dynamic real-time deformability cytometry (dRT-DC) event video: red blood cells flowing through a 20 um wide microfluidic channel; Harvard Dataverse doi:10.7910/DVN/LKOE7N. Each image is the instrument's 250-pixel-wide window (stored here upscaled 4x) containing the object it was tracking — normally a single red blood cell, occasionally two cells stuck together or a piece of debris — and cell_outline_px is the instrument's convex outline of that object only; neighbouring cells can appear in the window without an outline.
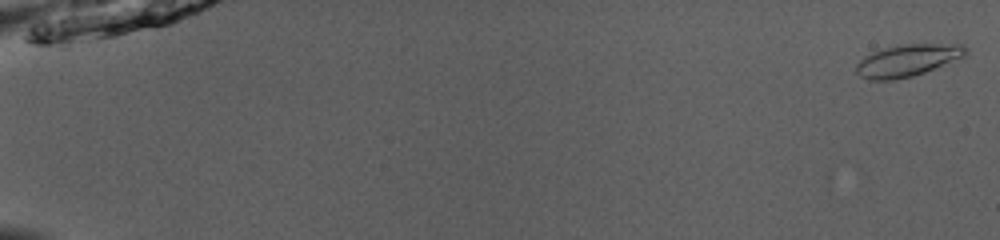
{"species": "common noctule bat (a hibernating species)", "species_latin": "Nyctalus noctula", "temperature_condition": "room temperature", "stored_images_in_passage": 52, "camera_frame_rate_fps": 3000, "um_per_image_px": 0.085, "animal": {"sex": "male", "body_mass_g": 13.0, "forearm_length_mm": 53.1}, "frame": {"image": 1, "passage_image": 1, "time_ms": 0.0, "image_size_px": [1000, 240], "cell_outline_px": [[968, 52], [964, 56], [924, 72], [912, 76], [892, 80], [868, 80], [860, 76], [856, 72], [856, 64], [864, 56], [872, 52], [884, 48], [904, 44], [964, 44], [968, 48]], "centroid_in_image_um": [77.12, 5.13], "position_along_channel_um": 7.9, "area_um2": 20.29}}
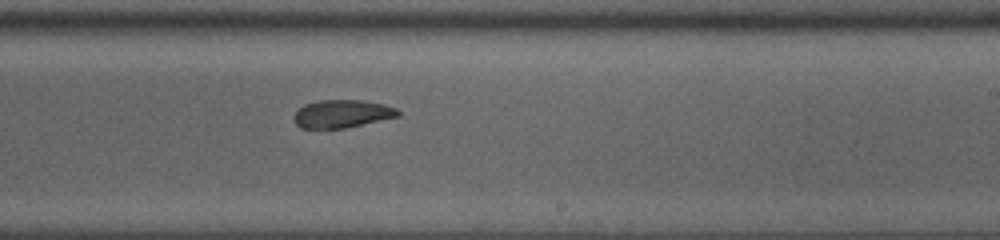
{"frame": {"image": 2, "passage_image": 34, "time_ms": 11.0, "image_size_px": [1000, 240], "cell_outline_px": [[400, 116], [344, 128], [300, 128], [292, 120], [292, 116], [304, 104], [316, 100], [360, 100], [384, 104], [396, 108], [400, 112]], "centroid_in_image_um": [29.04, 9.67], "position_along_channel_um": 260.0, "area_um2": 16.99}}
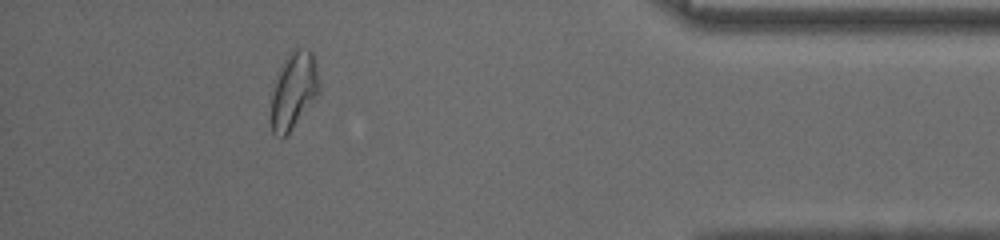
{"frame": {"image": 3, "passage_image": 48, "time_ms": 15.667, "image_size_px": [1000, 240], "cell_outline_px": [[320, 92], [288, 132], [284, 136], [276, 136], [272, 132], [272, 96], [276, 76], [284, 60], [296, 48], [308, 48], [312, 52], [316, 64], [320, 84]], "centroid_in_image_um": [24.99, 7.64], "position_along_channel_um": 410.2, "area_um2": 20.98}, "authors_computed_cell_mechanics": {"area_um2": 18.9295, "velocity_mm_per_s": 3.9817, "shape_relaxation_time_tau1_ms": 8.3314, "shape_relaxation_time_tau2_ms": 2.171, "deformation_change_tau1": 0.1542, "deformation_change_tau2": 0.072}}